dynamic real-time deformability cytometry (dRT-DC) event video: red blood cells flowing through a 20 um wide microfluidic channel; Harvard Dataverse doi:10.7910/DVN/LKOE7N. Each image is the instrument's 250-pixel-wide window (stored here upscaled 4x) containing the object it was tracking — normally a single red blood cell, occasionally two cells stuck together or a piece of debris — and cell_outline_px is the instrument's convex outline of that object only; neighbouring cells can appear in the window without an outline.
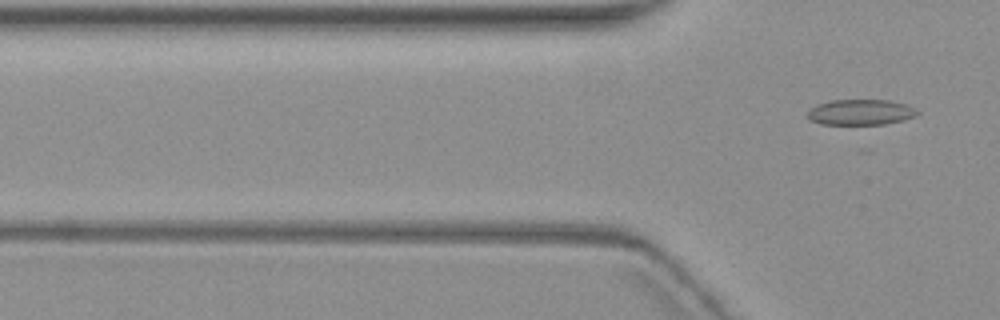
{"species": "common noctule bat (a hibernating species)", "species_latin": "Nyctalus noctula", "temperature_condition": "warm", "stored_images_in_passage": 7, "camera_frame_rate_fps": 3000, "um_per_image_px": 0.085, "animal": {"sex": "female", "body_mass_g": 19.3, "forearm_length_mm": 54.1}, "frame": {"image": 1, "passage_image": 7, "time_ms": 8.333, "image_size_px": [1000, 320], "cell_outline_px": [[920, 112], [916, 116], [904, 120], [884, 124], [820, 124], [808, 120], [808, 112], [816, 104], [832, 100], [888, 100], [904, 104], [916, 108]], "centroid_in_image_um": [73.16, 9.54], "position_along_channel_um": 52.6, "area_um2": 16.42}}